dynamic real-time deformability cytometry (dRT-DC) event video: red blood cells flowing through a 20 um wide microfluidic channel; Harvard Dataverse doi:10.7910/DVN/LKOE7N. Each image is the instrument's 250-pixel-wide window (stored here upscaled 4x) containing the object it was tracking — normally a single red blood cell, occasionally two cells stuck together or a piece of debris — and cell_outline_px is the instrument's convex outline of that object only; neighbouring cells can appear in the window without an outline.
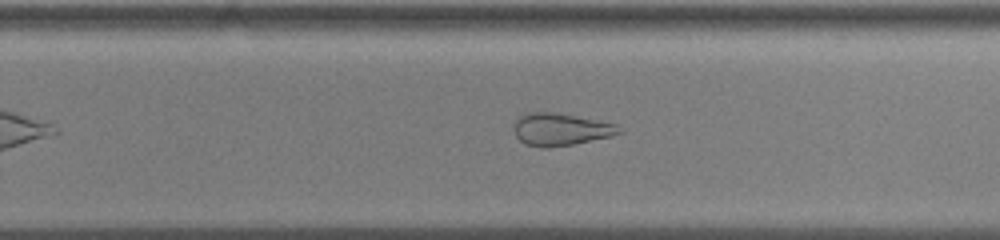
{"species": "common noctule bat (a hibernating species)", "species_latin": "Nyctalus noctula", "temperature_condition": "cold", "stored_images_in_passage": 45, "camera_frame_rate_fps": 3000, "um_per_image_px": 0.085, "animal": {"sex": "male", "body_mass_g": 13.0, "forearm_length_mm": 53.1}, "frame": {"image": 1, "passage_image": 26, "time_ms": 8.333, "image_size_px": [1000, 240], "cell_outline_px": [[624, 132], [612, 136], [572, 144], [548, 148], [540, 148], [524, 144], [516, 136], [512, 128], [516, 116], [528, 112], [552, 112], [616, 124]], "centroid_in_image_um": [47.58, 11.0], "position_along_channel_um": 282.2, "area_um2": 19.94}}
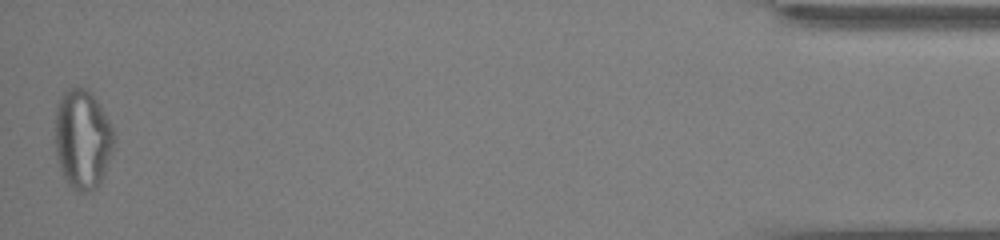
{"frame": {"image": 2, "passage_image": 45, "time_ms": 14.667, "image_size_px": [1000, 240], "cell_outline_px": [[116, 140], [104, 176], [96, 188], [88, 192], [76, 192], [68, 184], [60, 168], [56, 152], [56, 104], [64, 92], [68, 88], [84, 88], [92, 92], [100, 104], [116, 132]], "centroid_in_image_um": [7.06, 11.83], "position_along_channel_um": 428.1, "area_um2": 34.56}, "authors_computed_cell_mechanics": {"area_um2": 25.721, "velocity_mm_per_s": 3.6114, "shape_relaxation_time_tau1_ms": null, "shape_relaxation_time_tau2_ms": 1.8168, "deformation_change_tau1": null, "deformation_change_tau2": 0.097}}